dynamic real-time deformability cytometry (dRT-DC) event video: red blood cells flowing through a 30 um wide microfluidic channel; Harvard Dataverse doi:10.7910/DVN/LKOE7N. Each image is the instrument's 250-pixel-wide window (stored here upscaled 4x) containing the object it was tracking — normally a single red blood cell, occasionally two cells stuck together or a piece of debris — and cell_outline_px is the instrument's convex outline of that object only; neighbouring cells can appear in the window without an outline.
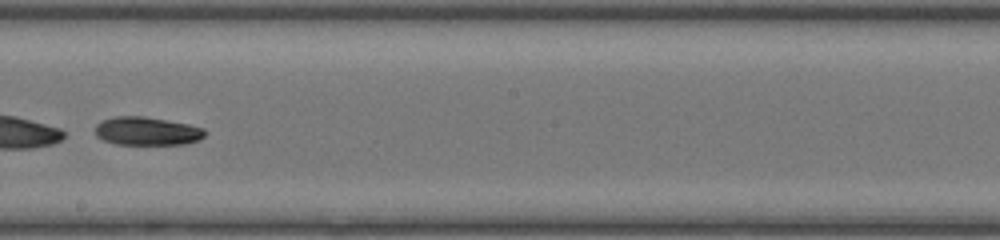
{"species": "common noctule bat (a hibernating species)", "species_latin": "Nyctalus noctula", "temperature_condition": "room temperature", "stored_images_in_passage": 46, "segment_of_instrument_passage": [2, 2], "camera_frame_rate_fps": 3000, "um_per_image_px": 0.085, "animal": {"sex": "female", "body_mass_g": 20.0, "forearm_length_mm": 54.0}, "frame": {"image": 1, "passage_image": 28, "time_ms": 9.0, "image_size_px": [1000, 240], "cell_outline_px": [[208, 132], [200, 140], [184, 144], [116, 144], [104, 140], [96, 136], [96, 124], [104, 120], [116, 116], [144, 116], [188, 124], [204, 128]], "centroid_in_image_um": [12.53, 11.14], "position_along_channel_um": 235.7, "area_um2": 18.09}}